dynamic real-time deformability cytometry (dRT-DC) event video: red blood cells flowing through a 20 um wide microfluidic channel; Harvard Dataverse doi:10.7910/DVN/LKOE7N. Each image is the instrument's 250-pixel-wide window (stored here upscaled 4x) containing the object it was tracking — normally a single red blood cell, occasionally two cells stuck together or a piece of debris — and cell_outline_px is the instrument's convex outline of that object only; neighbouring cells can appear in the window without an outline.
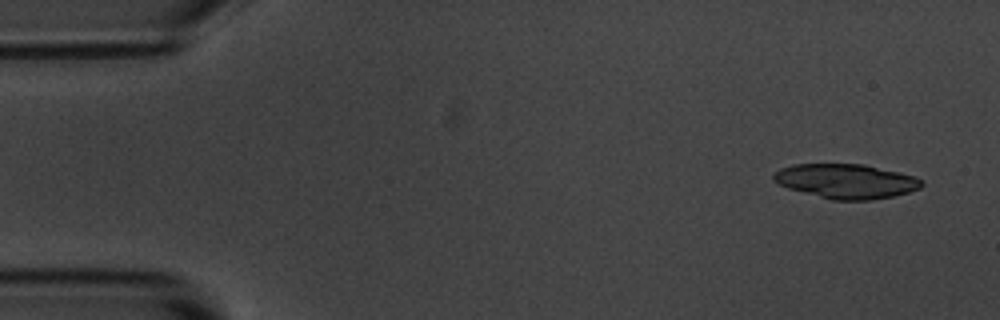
{"species": "common noctule bat (a hibernating species)", "species_latin": "Nyctalus noctula", "temperature_condition": "room temperature", "stored_images_in_passage": 8, "camera_frame_rate_fps": 3000, "um_per_image_px": 0.085, "animal": {"sex": "male", "body_mass_g": 20.1, "forearm_length_mm": 53.5}, "frame": {"image": 1, "passage_image": 1, "time_ms": 0.0, "image_size_px": [1000, 320], "cell_outline_px": [[924, 184], [920, 188], [908, 192], [892, 196], [872, 200], [832, 200], [788, 188], [772, 180], [772, 176], [780, 168], [792, 164], [864, 164], [916, 176], [924, 180]], "centroid_in_image_um": [71.94, 15.4], "position_along_channel_um": 13.1, "area_um2": 29.82}}
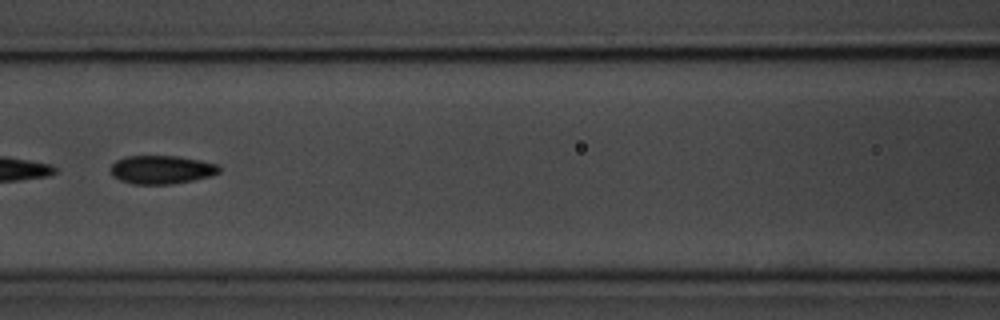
{"frame": {"image": 2, "passage_image": 7, "time_ms": 7.0, "image_size_px": [1000, 320], "cell_outline_px": [[220, 172], [212, 176], [172, 184], [132, 184], [120, 180], [112, 176], [108, 168], [116, 160], [124, 156], [176, 156], [200, 160], [220, 164]], "centroid_in_image_um": [13.71, 14.42], "position_along_channel_um": 152.9, "area_um2": 18.26}}
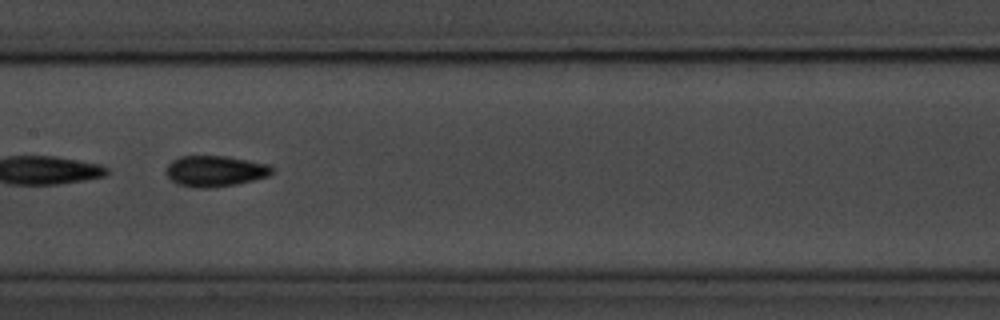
{"frame": {"image": 3, "passage_image": 8, "time_ms": 8.0, "image_size_px": [1000, 320], "cell_outline_px": [[272, 172], [268, 176], [236, 184], [208, 188], [200, 188], [180, 184], [172, 180], [164, 172], [168, 164], [172, 160], [180, 156], [228, 156], [268, 164], [272, 168]], "centroid_in_image_um": [18.26, 14.53], "position_along_channel_um": 189.1, "area_um2": 18.9}}